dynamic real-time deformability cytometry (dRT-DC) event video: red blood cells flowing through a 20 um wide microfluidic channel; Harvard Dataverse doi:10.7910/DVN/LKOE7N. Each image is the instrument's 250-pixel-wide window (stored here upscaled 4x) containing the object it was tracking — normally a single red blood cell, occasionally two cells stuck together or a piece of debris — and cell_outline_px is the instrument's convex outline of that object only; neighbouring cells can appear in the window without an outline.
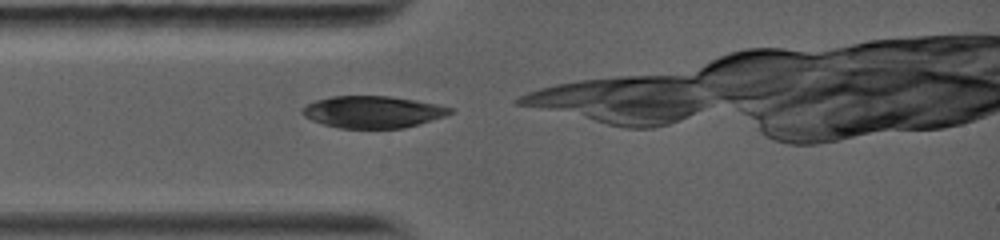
{"species": "common noctule bat (a hibernating species)", "species_latin": "Nyctalus noctula", "temperature_condition": "warm", "stored_images_in_passage": 1, "camera_frame_rate_fps": 5000, "um_per_image_px": 0.085, "animal": {"sex": "female", "body_mass_g": 19.0, "forearm_length_mm": 56.7}, "frame": {"image": 1, "passage_image": 1, "time_ms": 0.0, "image_size_px": [1000, 240], "cell_outline_px": [[456, 108], [452, 112], [444, 116], [432, 120], [404, 128], [340, 128], [324, 124], [312, 120], [304, 116], [300, 112], [300, 108], [316, 100], [332, 96], [388, 96], [416, 100]], "centroid_in_image_um": [31.68, 9.51], "position_along_channel_um": 53.3, "area_um2": 27.46}}